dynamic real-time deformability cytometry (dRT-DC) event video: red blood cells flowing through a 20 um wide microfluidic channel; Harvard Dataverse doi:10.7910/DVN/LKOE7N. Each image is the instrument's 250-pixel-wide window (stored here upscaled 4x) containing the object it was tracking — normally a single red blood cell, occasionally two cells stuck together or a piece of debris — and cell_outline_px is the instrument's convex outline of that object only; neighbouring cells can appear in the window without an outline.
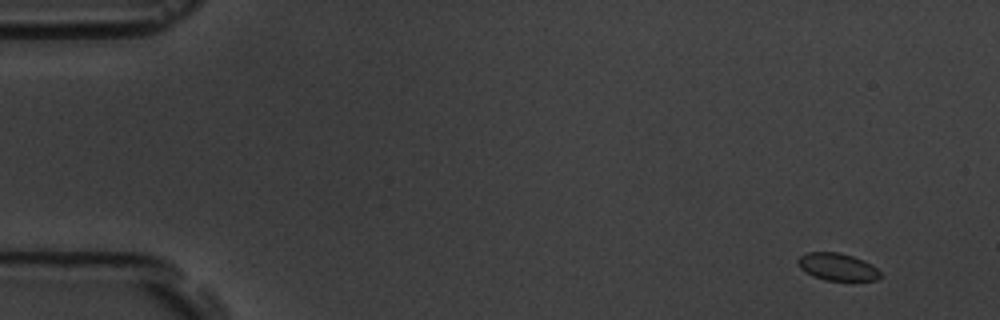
{"species": "common noctule bat (a hibernating species)", "species_latin": "Nyctalus noctula", "temperature_condition": "room temperature", "stored_images_in_passage": 5, "camera_frame_rate_fps": 3000, "um_per_image_px": 0.085, "animal": {"sex": "male", "body_mass_g": 19.5, "forearm_length_mm": 54.6}, "frame": {"image": 1, "passage_image": 1, "time_ms": 0.0, "image_size_px": [1000, 320], "cell_outline_px": [[880, 276], [876, 280], [824, 280], [812, 276], [800, 268], [796, 260], [800, 256], [808, 252], [840, 252], [864, 260], [872, 264], [880, 272]], "centroid_in_image_um": [71.16, 22.67], "position_along_channel_um": 13.8, "area_um2": 13.12}}
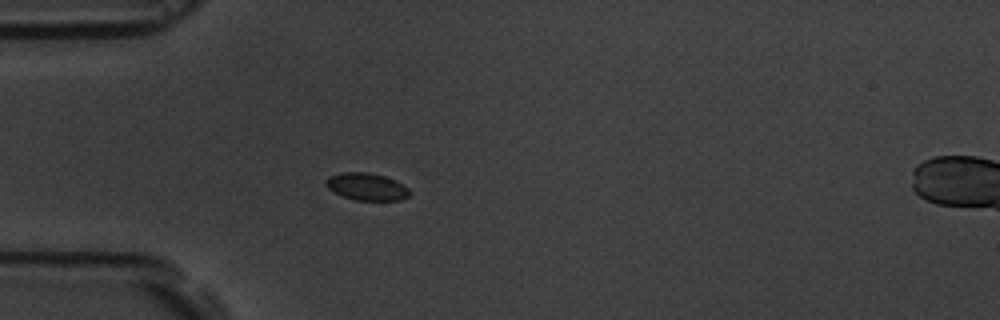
{"frame": {"image": 2, "passage_image": 5, "time_ms": 4.333, "image_size_px": [1000, 320], "cell_outline_px": [[412, 192], [408, 196], [400, 200], [356, 200], [344, 196], [328, 188], [328, 176], [340, 172], [368, 172], [384, 176], [396, 180], [404, 184]], "centroid_in_image_um": [31.23, 15.85], "position_along_channel_um": 53.8, "area_um2": 13.18}}